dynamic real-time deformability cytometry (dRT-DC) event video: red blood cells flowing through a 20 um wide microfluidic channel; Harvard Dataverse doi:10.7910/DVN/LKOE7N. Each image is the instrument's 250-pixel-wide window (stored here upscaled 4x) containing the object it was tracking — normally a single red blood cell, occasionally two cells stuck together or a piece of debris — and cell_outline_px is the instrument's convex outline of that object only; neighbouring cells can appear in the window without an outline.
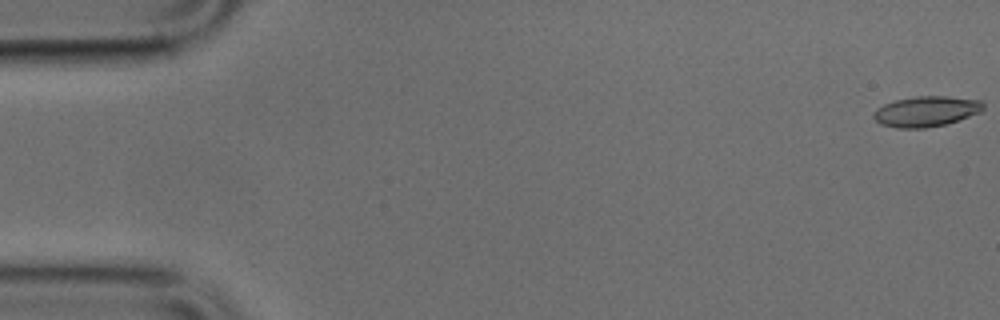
{"species": "common noctule bat (a hibernating species)", "species_latin": "Nyctalus noctula", "temperature_condition": "cold", "stored_images_in_passage": 49, "camera_frame_rate_fps": 3000, "um_per_image_px": 0.085, "animal": {"sex": "male", "body_mass_g": 17.9, "forearm_length_mm": 54.2}, "frame": {"image": 1, "passage_image": 1, "time_ms": 0.0, "image_size_px": [1000, 320], "cell_outline_px": [[984, 108], [980, 112], [944, 124], [924, 128], [896, 128], [880, 124], [872, 116], [876, 108], [884, 104], [896, 100], [916, 96], [948, 96], [980, 100], [984, 104]], "centroid_in_image_um": [78.69, 9.46], "position_along_channel_um": 6.3, "area_um2": 19.31}}
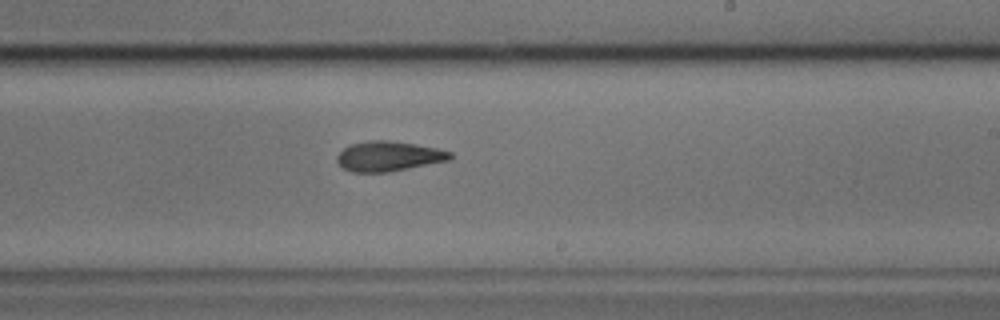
{"frame": {"image": 2, "passage_image": 30, "time_ms": 9.667, "image_size_px": [1000, 320], "cell_outline_px": [[452, 160], [388, 172], [352, 172], [344, 168], [336, 160], [336, 156], [348, 144], [368, 140], [388, 140], [416, 144], [436, 148], [452, 152]], "centroid_in_image_um": [33.04, 13.27], "position_along_channel_um": 256.0, "area_um2": 19.88}}
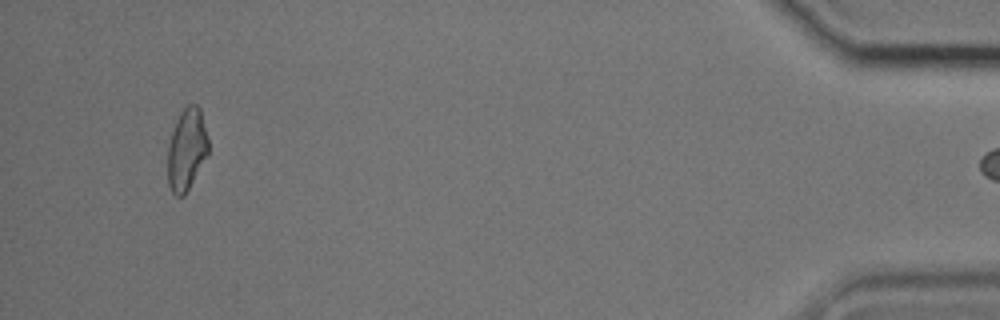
{"frame": {"image": 3, "passage_image": 48, "time_ms": 15.667, "image_size_px": [1000, 320], "cell_outline_px": [[208, 156], [184, 196], [176, 196], [172, 192], [168, 184], [168, 144], [176, 120], [180, 112], [188, 104], [196, 104], [200, 108], [208, 136]], "centroid_in_image_um": [15.88, 12.7], "position_along_channel_um": 419.3, "area_um2": 19.54}}